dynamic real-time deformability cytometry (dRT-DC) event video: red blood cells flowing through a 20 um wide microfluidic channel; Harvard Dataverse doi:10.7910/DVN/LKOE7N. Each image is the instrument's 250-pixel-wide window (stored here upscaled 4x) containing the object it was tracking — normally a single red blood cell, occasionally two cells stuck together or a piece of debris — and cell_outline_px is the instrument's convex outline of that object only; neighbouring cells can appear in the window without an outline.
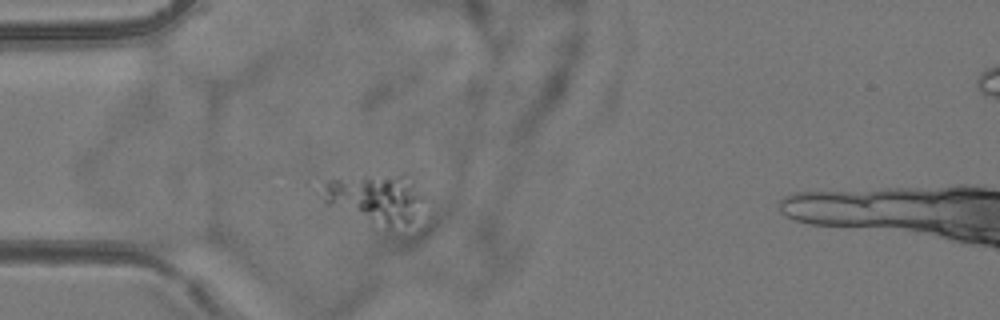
{"species": "common noctule bat (a hibernating species)", "species_latin": "Nyctalus noctula", "temperature_condition": "room temperature", "stored_images_in_passage": 1, "camera_frame_rate_fps": 3000, "um_per_image_px": 0.085, "animal": {"sex": "female", "body_mass_g": 24.6, "forearm_length_mm": 56.2}, "frame": {"image": 1, "passage_image": 1, "time_ms": 0.0, "image_size_px": [1000, 320], "cell_outline_px": [[432, 224], [420, 236], [412, 236], [384, 232], [328, 204], [316, 192], [324, 184], [332, 180], [364, 176], [404, 176], [424, 196], [432, 216]], "centroid_in_image_um": [32.37, 17.25], "position_along_channel_um": 52.6, "area_um2": 34.1}}